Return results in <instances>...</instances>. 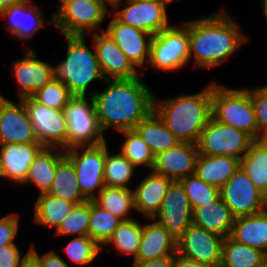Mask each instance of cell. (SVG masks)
<instances>
[{"instance_id":"6da1fadb","label":"cell","mask_w":267,"mask_h":267,"mask_svg":"<svg viewBox=\"0 0 267 267\" xmlns=\"http://www.w3.org/2000/svg\"><path fill=\"white\" fill-rule=\"evenodd\" d=\"M104 82L106 89L90 93L103 132L110 128L117 132L133 130L154 110L155 94L141 76Z\"/></svg>"},{"instance_id":"7a4b0ae2","label":"cell","mask_w":267,"mask_h":267,"mask_svg":"<svg viewBox=\"0 0 267 267\" xmlns=\"http://www.w3.org/2000/svg\"><path fill=\"white\" fill-rule=\"evenodd\" d=\"M189 56L195 67L213 68L222 65L249 38L225 10L188 21Z\"/></svg>"},{"instance_id":"3957f363","label":"cell","mask_w":267,"mask_h":267,"mask_svg":"<svg viewBox=\"0 0 267 267\" xmlns=\"http://www.w3.org/2000/svg\"><path fill=\"white\" fill-rule=\"evenodd\" d=\"M154 95V111L180 141L197 144L212 117V81L201 91L168 99Z\"/></svg>"},{"instance_id":"277c9868","label":"cell","mask_w":267,"mask_h":267,"mask_svg":"<svg viewBox=\"0 0 267 267\" xmlns=\"http://www.w3.org/2000/svg\"><path fill=\"white\" fill-rule=\"evenodd\" d=\"M66 58L55 66L56 78L61 80L72 95L87 96L89 85L95 80L105 81L97 59L95 47L86 46V36L65 35Z\"/></svg>"},{"instance_id":"5b68a950","label":"cell","mask_w":267,"mask_h":267,"mask_svg":"<svg viewBox=\"0 0 267 267\" xmlns=\"http://www.w3.org/2000/svg\"><path fill=\"white\" fill-rule=\"evenodd\" d=\"M212 116L223 124L258 137L255 110L249 89H231L212 82Z\"/></svg>"},{"instance_id":"8992f818","label":"cell","mask_w":267,"mask_h":267,"mask_svg":"<svg viewBox=\"0 0 267 267\" xmlns=\"http://www.w3.org/2000/svg\"><path fill=\"white\" fill-rule=\"evenodd\" d=\"M88 100V101H87ZM67 122V150L106 141L92 96L73 95L63 109Z\"/></svg>"},{"instance_id":"52a82bcc","label":"cell","mask_w":267,"mask_h":267,"mask_svg":"<svg viewBox=\"0 0 267 267\" xmlns=\"http://www.w3.org/2000/svg\"><path fill=\"white\" fill-rule=\"evenodd\" d=\"M108 7L100 0H60L59 8L50 21L65 35L95 33L105 20Z\"/></svg>"},{"instance_id":"ba28073f","label":"cell","mask_w":267,"mask_h":267,"mask_svg":"<svg viewBox=\"0 0 267 267\" xmlns=\"http://www.w3.org/2000/svg\"><path fill=\"white\" fill-rule=\"evenodd\" d=\"M189 61L188 22H183L180 26L172 25L153 35L147 68L174 72L183 68Z\"/></svg>"},{"instance_id":"9c48e42d","label":"cell","mask_w":267,"mask_h":267,"mask_svg":"<svg viewBox=\"0 0 267 267\" xmlns=\"http://www.w3.org/2000/svg\"><path fill=\"white\" fill-rule=\"evenodd\" d=\"M107 151L106 141L95 146H79L64 151L73 163L79 189L87 200H92L105 186L104 166Z\"/></svg>"},{"instance_id":"30bf717a","label":"cell","mask_w":267,"mask_h":267,"mask_svg":"<svg viewBox=\"0 0 267 267\" xmlns=\"http://www.w3.org/2000/svg\"><path fill=\"white\" fill-rule=\"evenodd\" d=\"M255 139L247 132L218 122L213 116L203 129L197 143L199 154L225 155L241 159Z\"/></svg>"},{"instance_id":"8fae6325","label":"cell","mask_w":267,"mask_h":267,"mask_svg":"<svg viewBox=\"0 0 267 267\" xmlns=\"http://www.w3.org/2000/svg\"><path fill=\"white\" fill-rule=\"evenodd\" d=\"M38 142L47 148L67 150V122L63 110L50 108L33 96L21 98Z\"/></svg>"},{"instance_id":"7c38bea8","label":"cell","mask_w":267,"mask_h":267,"mask_svg":"<svg viewBox=\"0 0 267 267\" xmlns=\"http://www.w3.org/2000/svg\"><path fill=\"white\" fill-rule=\"evenodd\" d=\"M219 194L235 218L256 214L266 208V196L241 167L219 189Z\"/></svg>"},{"instance_id":"4fadbf2b","label":"cell","mask_w":267,"mask_h":267,"mask_svg":"<svg viewBox=\"0 0 267 267\" xmlns=\"http://www.w3.org/2000/svg\"><path fill=\"white\" fill-rule=\"evenodd\" d=\"M224 237L191 224L176 240V252L204 267H220Z\"/></svg>"},{"instance_id":"5bb4252c","label":"cell","mask_w":267,"mask_h":267,"mask_svg":"<svg viewBox=\"0 0 267 267\" xmlns=\"http://www.w3.org/2000/svg\"><path fill=\"white\" fill-rule=\"evenodd\" d=\"M124 4L125 6L120 8ZM167 6L158 2L121 0L113 7V15L119 22L156 35L171 26Z\"/></svg>"},{"instance_id":"9a60e30c","label":"cell","mask_w":267,"mask_h":267,"mask_svg":"<svg viewBox=\"0 0 267 267\" xmlns=\"http://www.w3.org/2000/svg\"><path fill=\"white\" fill-rule=\"evenodd\" d=\"M152 219L162 225L176 240L192 224V209L180 181L171 182L160 210Z\"/></svg>"},{"instance_id":"2e32d148","label":"cell","mask_w":267,"mask_h":267,"mask_svg":"<svg viewBox=\"0 0 267 267\" xmlns=\"http://www.w3.org/2000/svg\"><path fill=\"white\" fill-rule=\"evenodd\" d=\"M15 102L0 95V145L39 143L21 99Z\"/></svg>"},{"instance_id":"e0dca14e","label":"cell","mask_w":267,"mask_h":267,"mask_svg":"<svg viewBox=\"0 0 267 267\" xmlns=\"http://www.w3.org/2000/svg\"><path fill=\"white\" fill-rule=\"evenodd\" d=\"M28 46L25 58L13 61V74L18 85V99L33 96L55 77V66L37 59L36 52Z\"/></svg>"},{"instance_id":"ac0fdd59","label":"cell","mask_w":267,"mask_h":267,"mask_svg":"<svg viewBox=\"0 0 267 267\" xmlns=\"http://www.w3.org/2000/svg\"><path fill=\"white\" fill-rule=\"evenodd\" d=\"M93 34V47L105 80L131 79L140 76L114 40L102 29Z\"/></svg>"},{"instance_id":"d6986e66","label":"cell","mask_w":267,"mask_h":267,"mask_svg":"<svg viewBox=\"0 0 267 267\" xmlns=\"http://www.w3.org/2000/svg\"><path fill=\"white\" fill-rule=\"evenodd\" d=\"M105 32L114 40L129 61L138 69L149 63L152 37L148 32L125 25L113 15Z\"/></svg>"},{"instance_id":"ffe728a7","label":"cell","mask_w":267,"mask_h":267,"mask_svg":"<svg viewBox=\"0 0 267 267\" xmlns=\"http://www.w3.org/2000/svg\"><path fill=\"white\" fill-rule=\"evenodd\" d=\"M199 155L198 145L180 142L155 156L153 171L174 180H180L195 173Z\"/></svg>"},{"instance_id":"44dd1931","label":"cell","mask_w":267,"mask_h":267,"mask_svg":"<svg viewBox=\"0 0 267 267\" xmlns=\"http://www.w3.org/2000/svg\"><path fill=\"white\" fill-rule=\"evenodd\" d=\"M44 147L40 143L0 145V177L24 184L30 165Z\"/></svg>"},{"instance_id":"7402d4cb","label":"cell","mask_w":267,"mask_h":267,"mask_svg":"<svg viewBox=\"0 0 267 267\" xmlns=\"http://www.w3.org/2000/svg\"><path fill=\"white\" fill-rule=\"evenodd\" d=\"M39 8L32 0H19L9 8L2 10L0 16L5 19L7 17L6 29L9 34L24 43L45 26L42 10Z\"/></svg>"},{"instance_id":"603a6c76","label":"cell","mask_w":267,"mask_h":267,"mask_svg":"<svg viewBox=\"0 0 267 267\" xmlns=\"http://www.w3.org/2000/svg\"><path fill=\"white\" fill-rule=\"evenodd\" d=\"M173 180L150 170L133 189L135 211L146 219L153 218L161 208Z\"/></svg>"},{"instance_id":"cb8c5ba5","label":"cell","mask_w":267,"mask_h":267,"mask_svg":"<svg viewBox=\"0 0 267 267\" xmlns=\"http://www.w3.org/2000/svg\"><path fill=\"white\" fill-rule=\"evenodd\" d=\"M143 225L138 253L132 262L149 261L176 253V239L156 220Z\"/></svg>"},{"instance_id":"d4e9b609","label":"cell","mask_w":267,"mask_h":267,"mask_svg":"<svg viewBox=\"0 0 267 267\" xmlns=\"http://www.w3.org/2000/svg\"><path fill=\"white\" fill-rule=\"evenodd\" d=\"M230 237L238 243L262 251L267 256V210L236 217Z\"/></svg>"},{"instance_id":"484cf974","label":"cell","mask_w":267,"mask_h":267,"mask_svg":"<svg viewBox=\"0 0 267 267\" xmlns=\"http://www.w3.org/2000/svg\"><path fill=\"white\" fill-rule=\"evenodd\" d=\"M234 219L230 208L220 197L216 201L196 207L192 211V224L224 238L230 236Z\"/></svg>"},{"instance_id":"4316f807","label":"cell","mask_w":267,"mask_h":267,"mask_svg":"<svg viewBox=\"0 0 267 267\" xmlns=\"http://www.w3.org/2000/svg\"><path fill=\"white\" fill-rule=\"evenodd\" d=\"M240 160L232 156L199 154L195 174L206 184L220 189L240 168Z\"/></svg>"},{"instance_id":"83f0119b","label":"cell","mask_w":267,"mask_h":267,"mask_svg":"<svg viewBox=\"0 0 267 267\" xmlns=\"http://www.w3.org/2000/svg\"><path fill=\"white\" fill-rule=\"evenodd\" d=\"M64 156L63 149L44 147L31 163L24 184L33 183L39 189V194L48 193L53 184L58 162Z\"/></svg>"},{"instance_id":"f1b7e54d","label":"cell","mask_w":267,"mask_h":267,"mask_svg":"<svg viewBox=\"0 0 267 267\" xmlns=\"http://www.w3.org/2000/svg\"><path fill=\"white\" fill-rule=\"evenodd\" d=\"M134 130L148 145L154 156L180 143L154 110L142 119Z\"/></svg>"},{"instance_id":"f546056e","label":"cell","mask_w":267,"mask_h":267,"mask_svg":"<svg viewBox=\"0 0 267 267\" xmlns=\"http://www.w3.org/2000/svg\"><path fill=\"white\" fill-rule=\"evenodd\" d=\"M48 194L75 205L87 201L79 189L73 163L66 155L58 162L53 184Z\"/></svg>"},{"instance_id":"4dcf8cb0","label":"cell","mask_w":267,"mask_h":267,"mask_svg":"<svg viewBox=\"0 0 267 267\" xmlns=\"http://www.w3.org/2000/svg\"><path fill=\"white\" fill-rule=\"evenodd\" d=\"M74 206V203L48 193L39 194L34 206L33 222L56 230Z\"/></svg>"},{"instance_id":"1f68e13d","label":"cell","mask_w":267,"mask_h":267,"mask_svg":"<svg viewBox=\"0 0 267 267\" xmlns=\"http://www.w3.org/2000/svg\"><path fill=\"white\" fill-rule=\"evenodd\" d=\"M92 201L122 221L135 219L129 216L132 209L135 211L134 194L131 188L104 186Z\"/></svg>"},{"instance_id":"d6a6232c","label":"cell","mask_w":267,"mask_h":267,"mask_svg":"<svg viewBox=\"0 0 267 267\" xmlns=\"http://www.w3.org/2000/svg\"><path fill=\"white\" fill-rule=\"evenodd\" d=\"M267 256L227 236L223 240L220 267H258Z\"/></svg>"},{"instance_id":"836d02e7","label":"cell","mask_w":267,"mask_h":267,"mask_svg":"<svg viewBox=\"0 0 267 267\" xmlns=\"http://www.w3.org/2000/svg\"><path fill=\"white\" fill-rule=\"evenodd\" d=\"M240 167L254 185L267 195V149L256 141L240 160Z\"/></svg>"},{"instance_id":"e575fe53","label":"cell","mask_w":267,"mask_h":267,"mask_svg":"<svg viewBox=\"0 0 267 267\" xmlns=\"http://www.w3.org/2000/svg\"><path fill=\"white\" fill-rule=\"evenodd\" d=\"M122 220L90 200L89 237L100 247L106 245Z\"/></svg>"},{"instance_id":"d590c367","label":"cell","mask_w":267,"mask_h":267,"mask_svg":"<svg viewBox=\"0 0 267 267\" xmlns=\"http://www.w3.org/2000/svg\"><path fill=\"white\" fill-rule=\"evenodd\" d=\"M136 167L121 153L106 152L104 166L105 186L129 188Z\"/></svg>"},{"instance_id":"8d00e7d4","label":"cell","mask_w":267,"mask_h":267,"mask_svg":"<svg viewBox=\"0 0 267 267\" xmlns=\"http://www.w3.org/2000/svg\"><path fill=\"white\" fill-rule=\"evenodd\" d=\"M143 224L136 219L122 221L106 244H112L118 252L136 257L142 236Z\"/></svg>"},{"instance_id":"74e56055","label":"cell","mask_w":267,"mask_h":267,"mask_svg":"<svg viewBox=\"0 0 267 267\" xmlns=\"http://www.w3.org/2000/svg\"><path fill=\"white\" fill-rule=\"evenodd\" d=\"M125 136L120 152L137 168L140 165L153 169L155 156L138 133L133 130L119 132Z\"/></svg>"},{"instance_id":"f35d334b","label":"cell","mask_w":267,"mask_h":267,"mask_svg":"<svg viewBox=\"0 0 267 267\" xmlns=\"http://www.w3.org/2000/svg\"><path fill=\"white\" fill-rule=\"evenodd\" d=\"M187 194L192 211L199 206L216 201L219 188L206 184L195 173L179 180Z\"/></svg>"},{"instance_id":"ab89813d","label":"cell","mask_w":267,"mask_h":267,"mask_svg":"<svg viewBox=\"0 0 267 267\" xmlns=\"http://www.w3.org/2000/svg\"><path fill=\"white\" fill-rule=\"evenodd\" d=\"M90 200L76 204L63 219L55 235L89 236Z\"/></svg>"},{"instance_id":"60d3db41","label":"cell","mask_w":267,"mask_h":267,"mask_svg":"<svg viewBox=\"0 0 267 267\" xmlns=\"http://www.w3.org/2000/svg\"><path fill=\"white\" fill-rule=\"evenodd\" d=\"M102 249L89 236H76L63 248L70 261L80 267L93 263Z\"/></svg>"},{"instance_id":"b9f144b4","label":"cell","mask_w":267,"mask_h":267,"mask_svg":"<svg viewBox=\"0 0 267 267\" xmlns=\"http://www.w3.org/2000/svg\"><path fill=\"white\" fill-rule=\"evenodd\" d=\"M72 96L67 86L56 77L33 95L38 102L57 110H63Z\"/></svg>"},{"instance_id":"7bdbcfd3","label":"cell","mask_w":267,"mask_h":267,"mask_svg":"<svg viewBox=\"0 0 267 267\" xmlns=\"http://www.w3.org/2000/svg\"><path fill=\"white\" fill-rule=\"evenodd\" d=\"M251 89H249V93L255 110L259 134L267 129V84Z\"/></svg>"},{"instance_id":"ee69618b","label":"cell","mask_w":267,"mask_h":267,"mask_svg":"<svg viewBox=\"0 0 267 267\" xmlns=\"http://www.w3.org/2000/svg\"><path fill=\"white\" fill-rule=\"evenodd\" d=\"M19 230L18 213H10L0 218V247L15 244L14 239Z\"/></svg>"},{"instance_id":"f6af8a7d","label":"cell","mask_w":267,"mask_h":267,"mask_svg":"<svg viewBox=\"0 0 267 267\" xmlns=\"http://www.w3.org/2000/svg\"><path fill=\"white\" fill-rule=\"evenodd\" d=\"M22 255L16 244L0 247V267H18Z\"/></svg>"},{"instance_id":"bcb514c9","label":"cell","mask_w":267,"mask_h":267,"mask_svg":"<svg viewBox=\"0 0 267 267\" xmlns=\"http://www.w3.org/2000/svg\"><path fill=\"white\" fill-rule=\"evenodd\" d=\"M30 248L39 256L42 267H69V264L53 249L41 256L33 243Z\"/></svg>"},{"instance_id":"7dc6e473","label":"cell","mask_w":267,"mask_h":267,"mask_svg":"<svg viewBox=\"0 0 267 267\" xmlns=\"http://www.w3.org/2000/svg\"><path fill=\"white\" fill-rule=\"evenodd\" d=\"M172 265L173 255L149 261L132 262V267H172Z\"/></svg>"},{"instance_id":"c3c4849f","label":"cell","mask_w":267,"mask_h":267,"mask_svg":"<svg viewBox=\"0 0 267 267\" xmlns=\"http://www.w3.org/2000/svg\"><path fill=\"white\" fill-rule=\"evenodd\" d=\"M18 267H42V263L39 256L31 248H28Z\"/></svg>"},{"instance_id":"681fc988","label":"cell","mask_w":267,"mask_h":267,"mask_svg":"<svg viewBox=\"0 0 267 267\" xmlns=\"http://www.w3.org/2000/svg\"><path fill=\"white\" fill-rule=\"evenodd\" d=\"M172 267H204L194 260L184 257L177 252L173 255V265Z\"/></svg>"},{"instance_id":"f907efd6","label":"cell","mask_w":267,"mask_h":267,"mask_svg":"<svg viewBox=\"0 0 267 267\" xmlns=\"http://www.w3.org/2000/svg\"><path fill=\"white\" fill-rule=\"evenodd\" d=\"M255 141L260 144L262 147L267 149V129L264 131H261L258 134V137L255 139Z\"/></svg>"},{"instance_id":"816d5d0a","label":"cell","mask_w":267,"mask_h":267,"mask_svg":"<svg viewBox=\"0 0 267 267\" xmlns=\"http://www.w3.org/2000/svg\"><path fill=\"white\" fill-rule=\"evenodd\" d=\"M19 0H0V12L9 8L12 4H15Z\"/></svg>"},{"instance_id":"f5cc1de1","label":"cell","mask_w":267,"mask_h":267,"mask_svg":"<svg viewBox=\"0 0 267 267\" xmlns=\"http://www.w3.org/2000/svg\"><path fill=\"white\" fill-rule=\"evenodd\" d=\"M142 1H150V2H158L164 4L168 7L170 3H173L174 0H142Z\"/></svg>"},{"instance_id":"db71d44e","label":"cell","mask_w":267,"mask_h":267,"mask_svg":"<svg viewBox=\"0 0 267 267\" xmlns=\"http://www.w3.org/2000/svg\"><path fill=\"white\" fill-rule=\"evenodd\" d=\"M102 1L107 7H108V3L114 7L116 4H118L121 0H100Z\"/></svg>"},{"instance_id":"11a10c76","label":"cell","mask_w":267,"mask_h":267,"mask_svg":"<svg viewBox=\"0 0 267 267\" xmlns=\"http://www.w3.org/2000/svg\"><path fill=\"white\" fill-rule=\"evenodd\" d=\"M263 2V14L265 16V20L267 21V0H261Z\"/></svg>"},{"instance_id":"9f6ffc18","label":"cell","mask_w":267,"mask_h":267,"mask_svg":"<svg viewBox=\"0 0 267 267\" xmlns=\"http://www.w3.org/2000/svg\"><path fill=\"white\" fill-rule=\"evenodd\" d=\"M258 267H267V258Z\"/></svg>"}]
</instances>
